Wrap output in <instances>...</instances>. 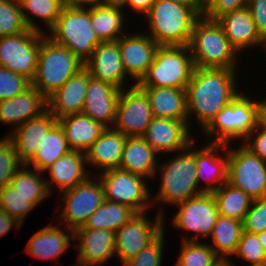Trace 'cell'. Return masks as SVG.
<instances>
[{"label":"cell","mask_w":266,"mask_h":266,"mask_svg":"<svg viewBox=\"0 0 266 266\" xmlns=\"http://www.w3.org/2000/svg\"><path fill=\"white\" fill-rule=\"evenodd\" d=\"M36 206L29 201V197L22 196L12 186L6 185L0 189V209L4 210L20 224L24 223V218Z\"/></svg>","instance_id":"40"},{"label":"cell","mask_w":266,"mask_h":266,"mask_svg":"<svg viewBox=\"0 0 266 266\" xmlns=\"http://www.w3.org/2000/svg\"><path fill=\"white\" fill-rule=\"evenodd\" d=\"M14 226L17 229L20 228L22 224H20L15 218L11 217L4 210L0 209V238L6 235Z\"/></svg>","instance_id":"50"},{"label":"cell","mask_w":266,"mask_h":266,"mask_svg":"<svg viewBox=\"0 0 266 266\" xmlns=\"http://www.w3.org/2000/svg\"><path fill=\"white\" fill-rule=\"evenodd\" d=\"M176 207L179 209L173 216V227L190 231L191 238L183 236L181 241H198L197 239L210 237L219 212L212 193L203 192L191 197Z\"/></svg>","instance_id":"14"},{"label":"cell","mask_w":266,"mask_h":266,"mask_svg":"<svg viewBox=\"0 0 266 266\" xmlns=\"http://www.w3.org/2000/svg\"><path fill=\"white\" fill-rule=\"evenodd\" d=\"M44 34L28 28L24 32L0 37V66L32 81Z\"/></svg>","instance_id":"10"},{"label":"cell","mask_w":266,"mask_h":266,"mask_svg":"<svg viewBox=\"0 0 266 266\" xmlns=\"http://www.w3.org/2000/svg\"><path fill=\"white\" fill-rule=\"evenodd\" d=\"M234 266H236V265L234 264ZM249 266H266V263H263V264H250Z\"/></svg>","instance_id":"59"},{"label":"cell","mask_w":266,"mask_h":266,"mask_svg":"<svg viewBox=\"0 0 266 266\" xmlns=\"http://www.w3.org/2000/svg\"><path fill=\"white\" fill-rule=\"evenodd\" d=\"M98 173L105 200L127 205L136 213H144L153 206L150 204L152 195L145 183L147 178L119 168Z\"/></svg>","instance_id":"9"},{"label":"cell","mask_w":266,"mask_h":266,"mask_svg":"<svg viewBox=\"0 0 266 266\" xmlns=\"http://www.w3.org/2000/svg\"><path fill=\"white\" fill-rule=\"evenodd\" d=\"M66 4L79 7V8H89L101 5V0H66Z\"/></svg>","instance_id":"52"},{"label":"cell","mask_w":266,"mask_h":266,"mask_svg":"<svg viewBox=\"0 0 266 266\" xmlns=\"http://www.w3.org/2000/svg\"><path fill=\"white\" fill-rule=\"evenodd\" d=\"M233 255L240 256L239 258L250 262V264L266 263V254L258 235L246 231H243L236 252Z\"/></svg>","instance_id":"43"},{"label":"cell","mask_w":266,"mask_h":266,"mask_svg":"<svg viewBox=\"0 0 266 266\" xmlns=\"http://www.w3.org/2000/svg\"><path fill=\"white\" fill-rule=\"evenodd\" d=\"M236 150L227 144V182L241 189L253 200L266 197V162L240 145Z\"/></svg>","instance_id":"11"},{"label":"cell","mask_w":266,"mask_h":266,"mask_svg":"<svg viewBox=\"0 0 266 266\" xmlns=\"http://www.w3.org/2000/svg\"><path fill=\"white\" fill-rule=\"evenodd\" d=\"M242 144L266 162V129L257 125Z\"/></svg>","instance_id":"48"},{"label":"cell","mask_w":266,"mask_h":266,"mask_svg":"<svg viewBox=\"0 0 266 266\" xmlns=\"http://www.w3.org/2000/svg\"><path fill=\"white\" fill-rule=\"evenodd\" d=\"M164 230L135 257L123 263V266H161Z\"/></svg>","instance_id":"44"},{"label":"cell","mask_w":266,"mask_h":266,"mask_svg":"<svg viewBox=\"0 0 266 266\" xmlns=\"http://www.w3.org/2000/svg\"><path fill=\"white\" fill-rule=\"evenodd\" d=\"M74 241L78 240V260L85 264L100 266L115 255V232L105 229H77Z\"/></svg>","instance_id":"25"},{"label":"cell","mask_w":266,"mask_h":266,"mask_svg":"<svg viewBox=\"0 0 266 266\" xmlns=\"http://www.w3.org/2000/svg\"><path fill=\"white\" fill-rule=\"evenodd\" d=\"M262 99V100H261ZM260 101L257 100L258 103V125L264 129H266V97L265 99L261 98Z\"/></svg>","instance_id":"53"},{"label":"cell","mask_w":266,"mask_h":266,"mask_svg":"<svg viewBox=\"0 0 266 266\" xmlns=\"http://www.w3.org/2000/svg\"><path fill=\"white\" fill-rule=\"evenodd\" d=\"M84 67L93 78L124 89L125 79L128 78L121 60L118 40L98 44Z\"/></svg>","instance_id":"19"},{"label":"cell","mask_w":266,"mask_h":266,"mask_svg":"<svg viewBox=\"0 0 266 266\" xmlns=\"http://www.w3.org/2000/svg\"><path fill=\"white\" fill-rule=\"evenodd\" d=\"M215 266H234V264L229 259V260H220Z\"/></svg>","instance_id":"57"},{"label":"cell","mask_w":266,"mask_h":266,"mask_svg":"<svg viewBox=\"0 0 266 266\" xmlns=\"http://www.w3.org/2000/svg\"><path fill=\"white\" fill-rule=\"evenodd\" d=\"M144 16L149 36L159 46H188L194 25L201 17L193 8L172 0H156Z\"/></svg>","instance_id":"2"},{"label":"cell","mask_w":266,"mask_h":266,"mask_svg":"<svg viewBox=\"0 0 266 266\" xmlns=\"http://www.w3.org/2000/svg\"><path fill=\"white\" fill-rule=\"evenodd\" d=\"M158 155L142 136L128 137L118 168L153 179L159 165Z\"/></svg>","instance_id":"28"},{"label":"cell","mask_w":266,"mask_h":266,"mask_svg":"<svg viewBox=\"0 0 266 266\" xmlns=\"http://www.w3.org/2000/svg\"><path fill=\"white\" fill-rule=\"evenodd\" d=\"M212 194L220 216L243 222L253 202L250 196L229 182L223 184Z\"/></svg>","instance_id":"36"},{"label":"cell","mask_w":266,"mask_h":266,"mask_svg":"<svg viewBox=\"0 0 266 266\" xmlns=\"http://www.w3.org/2000/svg\"><path fill=\"white\" fill-rule=\"evenodd\" d=\"M176 3L193 8L200 16L203 15V0H172Z\"/></svg>","instance_id":"54"},{"label":"cell","mask_w":266,"mask_h":266,"mask_svg":"<svg viewBox=\"0 0 266 266\" xmlns=\"http://www.w3.org/2000/svg\"><path fill=\"white\" fill-rule=\"evenodd\" d=\"M236 70L195 67L186 85V105L189 119L195 115L204 130L227 104L239 93Z\"/></svg>","instance_id":"1"},{"label":"cell","mask_w":266,"mask_h":266,"mask_svg":"<svg viewBox=\"0 0 266 266\" xmlns=\"http://www.w3.org/2000/svg\"><path fill=\"white\" fill-rule=\"evenodd\" d=\"M258 239L263 247V250L266 254V230L261 232V233H258Z\"/></svg>","instance_id":"56"},{"label":"cell","mask_w":266,"mask_h":266,"mask_svg":"<svg viewBox=\"0 0 266 266\" xmlns=\"http://www.w3.org/2000/svg\"><path fill=\"white\" fill-rule=\"evenodd\" d=\"M60 194L65 202L57 216L58 221H65L66 227L72 231L83 227L90 215L105 201L102 183L93 176Z\"/></svg>","instance_id":"12"},{"label":"cell","mask_w":266,"mask_h":266,"mask_svg":"<svg viewBox=\"0 0 266 266\" xmlns=\"http://www.w3.org/2000/svg\"><path fill=\"white\" fill-rule=\"evenodd\" d=\"M194 144L195 141L168 162L165 161L166 163L157 166L155 176L157 173L161 174V183L157 195L151 197L154 198L151 204L165 202L177 205L203 193L201 189L198 190L196 149H192Z\"/></svg>","instance_id":"3"},{"label":"cell","mask_w":266,"mask_h":266,"mask_svg":"<svg viewBox=\"0 0 266 266\" xmlns=\"http://www.w3.org/2000/svg\"><path fill=\"white\" fill-rule=\"evenodd\" d=\"M57 123V119L47 109L43 114L28 120L8 133L17 155L23 164H27L38 151V144L44 134Z\"/></svg>","instance_id":"24"},{"label":"cell","mask_w":266,"mask_h":266,"mask_svg":"<svg viewBox=\"0 0 266 266\" xmlns=\"http://www.w3.org/2000/svg\"><path fill=\"white\" fill-rule=\"evenodd\" d=\"M156 0H128L127 7L129 6L134 12H139L145 15Z\"/></svg>","instance_id":"51"},{"label":"cell","mask_w":266,"mask_h":266,"mask_svg":"<svg viewBox=\"0 0 266 266\" xmlns=\"http://www.w3.org/2000/svg\"><path fill=\"white\" fill-rule=\"evenodd\" d=\"M42 175H44L43 172L23 164L14 174L9 185L22 196L29 197V201L38 206L45 197L49 198L48 196L52 195Z\"/></svg>","instance_id":"37"},{"label":"cell","mask_w":266,"mask_h":266,"mask_svg":"<svg viewBox=\"0 0 266 266\" xmlns=\"http://www.w3.org/2000/svg\"><path fill=\"white\" fill-rule=\"evenodd\" d=\"M148 96L154 117L188 120L186 90L171 87H140Z\"/></svg>","instance_id":"30"},{"label":"cell","mask_w":266,"mask_h":266,"mask_svg":"<svg viewBox=\"0 0 266 266\" xmlns=\"http://www.w3.org/2000/svg\"><path fill=\"white\" fill-rule=\"evenodd\" d=\"M190 129L188 120L153 117L142 137L157 154L174 153L185 150L195 140Z\"/></svg>","instance_id":"16"},{"label":"cell","mask_w":266,"mask_h":266,"mask_svg":"<svg viewBox=\"0 0 266 266\" xmlns=\"http://www.w3.org/2000/svg\"><path fill=\"white\" fill-rule=\"evenodd\" d=\"M121 60L127 76L137 84L147 74L159 45L148 35L133 33L118 39Z\"/></svg>","instance_id":"17"},{"label":"cell","mask_w":266,"mask_h":266,"mask_svg":"<svg viewBox=\"0 0 266 266\" xmlns=\"http://www.w3.org/2000/svg\"><path fill=\"white\" fill-rule=\"evenodd\" d=\"M243 231L242 221L219 215L210 235L213 243L209 245L222 260H228L236 252Z\"/></svg>","instance_id":"34"},{"label":"cell","mask_w":266,"mask_h":266,"mask_svg":"<svg viewBox=\"0 0 266 266\" xmlns=\"http://www.w3.org/2000/svg\"><path fill=\"white\" fill-rule=\"evenodd\" d=\"M90 77L89 71L84 67L47 99L48 110L57 120L70 114L82 113Z\"/></svg>","instance_id":"23"},{"label":"cell","mask_w":266,"mask_h":266,"mask_svg":"<svg viewBox=\"0 0 266 266\" xmlns=\"http://www.w3.org/2000/svg\"><path fill=\"white\" fill-rule=\"evenodd\" d=\"M248 0H203V15L217 20L222 15L247 7Z\"/></svg>","instance_id":"47"},{"label":"cell","mask_w":266,"mask_h":266,"mask_svg":"<svg viewBox=\"0 0 266 266\" xmlns=\"http://www.w3.org/2000/svg\"><path fill=\"white\" fill-rule=\"evenodd\" d=\"M127 138L113 128H106L86 152V163L102 169L100 172L118 168Z\"/></svg>","instance_id":"27"},{"label":"cell","mask_w":266,"mask_h":266,"mask_svg":"<svg viewBox=\"0 0 266 266\" xmlns=\"http://www.w3.org/2000/svg\"><path fill=\"white\" fill-rule=\"evenodd\" d=\"M27 29L18 0H0V37Z\"/></svg>","instance_id":"41"},{"label":"cell","mask_w":266,"mask_h":266,"mask_svg":"<svg viewBox=\"0 0 266 266\" xmlns=\"http://www.w3.org/2000/svg\"><path fill=\"white\" fill-rule=\"evenodd\" d=\"M23 166L12 140L6 135L0 139V189L10 184L14 174Z\"/></svg>","instance_id":"42"},{"label":"cell","mask_w":266,"mask_h":266,"mask_svg":"<svg viewBox=\"0 0 266 266\" xmlns=\"http://www.w3.org/2000/svg\"><path fill=\"white\" fill-rule=\"evenodd\" d=\"M85 162H87L86 153L71 150L46 168L44 172L50 173V179L46 181L50 193L52 184L58 186L59 192H62L85 181L90 176L85 168L87 165Z\"/></svg>","instance_id":"26"},{"label":"cell","mask_w":266,"mask_h":266,"mask_svg":"<svg viewBox=\"0 0 266 266\" xmlns=\"http://www.w3.org/2000/svg\"><path fill=\"white\" fill-rule=\"evenodd\" d=\"M188 46L195 67L236 69L239 54L216 20L201 16L194 25Z\"/></svg>","instance_id":"4"},{"label":"cell","mask_w":266,"mask_h":266,"mask_svg":"<svg viewBox=\"0 0 266 266\" xmlns=\"http://www.w3.org/2000/svg\"><path fill=\"white\" fill-rule=\"evenodd\" d=\"M49 31L51 32L49 38L68 48L83 63L91 57L96 46L102 42L93 30L89 7L79 8L66 4Z\"/></svg>","instance_id":"6"},{"label":"cell","mask_w":266,"mask_h":266,"mask_svg":"<svg viewBox=\"0 0 266 266\" xmlns=\"http://www.w3.org/2000/svg\"><path fill=\"white\" fill-rule=\"evenodd\" d=\"M121 91L122 89L91 76L82 113L106 128H112Z\"/></svg>","instance_id":"18"},{"label":"cell","mask_w":266,"mask_h":266,"mask_svg":"<svg viewBox=\"0 0 266 266\" xmlns=\"http://www.w3.org/2000/svg\"><path fill=\"white\" fill-rule=\"evenodd\" d=\"M18 2L27 27L39 32H42V29L29 15L35 16L40 21L42 19L49 32L60 16L62 8L66 5V0H18Z\"/></svg>","instance_id":"38"},{"label":"cell","mask_w":266,"mask_h":266,"mask_svg":"<svg viewBox=\"0 0 266 266\" xmlns=\"http://www.w3.org/2000/svg\"><path fill=\"white\" fill-rule=\"evenodd\" d=\"M153 117L148 96L133 84L121 91L112 128L128 137L143 136Z\"/></svg>","instance_id":"15"},{"label":"cell","mask_w":266,"mask_h":266,"mask_svg":"<svg viewBox=\"0 0 266 266\" xmlns=\"http://www.w3.org/2000/svg\"><path fill=\"white\" fill-rule=\"evenodd\" d=\"M163 208L162 205L159 206L153 222L148 219L146 212L136 213L115 232V254L122 263L138 255L164 230Z\"/></svg>","instance_id":"13"},{"label":"cell","mask_w":266,"mask_h":266,"mask_svg":"<svg viewBox=\"0 0 266 266\" xmlns=\"http://www.w3.org/2000/svg\"><path fill=\"white\" fill-rule=\"evenodd\" d=\"M48 109L47 98L33 85L21 94L0 101V123L12 124L16 129Z\"/></svg>","instance_id":"22"},{"label":"cell","mask_w":266,"mask_h":266,"mask_svg":"<svg viewBox=\"0 0 266 266\" xmlns=\"http://www.w3.org/2000/svg\"><path fill=\"white\" fill-rule=\"evenodd\" d=\"M244 231L258 234L266 230V197L255 199L243 220Z\"/></svg>","instance_id":"46"},{"label":"cell","mask_w":266,"mask_h":266,"mask_svg":"<svg viewBox=\"0 0 266 266\" xmlns=\"http://www.w3.org/2000/svg\"><path fill=\"white\" fill-rule=\"evenodd\" d=\"M258 103L242 92L227 104L203 130L206 138L215 137L213 143H231L245 138L258 125Z\"/></svg>","instance_id":"8"},{"label":"cell","mask_w":266,"mask_h":266,"mask_svg":"<svg viewBox=\"0 0 266 266\" xmlns=\"http://www.w3.org/2000/svg\"><path fill=\"white\" fill-rule=\"evenodd\" d=\"M136 212L127 205L105 200L78 229H105L116 232Z\"/></svg>","instance_id":"35"},{"label":"cell","mask_w":266,"mask_h":266,"mask_svg":"<svg viewBox=\"0 0 266 266\" xmlns=\"http://www.w3.org/2000/svg\"><path fill=\"white\" fill-rule=\"evenodd\" d=\"M72 266V265H71ZM73 266H98V265H94V264H85L82 262L77 261V264H74Z\"/></svg>","instance_id":"58"},{"label":"cell","mask_w":266,"mask_h":266,"mask_svg":"<svg viewBox=\"0 0 266 266\" xmlns=\"http://www.w3.org/2000/svg\"><path fill=\"white\" fill-rule=\"evenodd\" d=\"M70 151L71 148L68 145L65 133L57 122L47 134H44L43 140L38 144V151L26 165L44 172L58 158Z\"/></svg>","instance_id":"32"},{"label":"cell","mask_w":266,"mask_h":266,"mask_svg":"<svg viewBox=\"0 0 266 266\" xmlns=\"http://www.w3.org/2000/svg\"><path fill=\"white\" fill-rule=\"evenodd\" d=\"M225 150V156H221L218 150ZM196 174L197 183L204 180L206 187L200 188L202 192L213 193L227 182L228 171V149L227 144L213 143L206 144L202 149H196Z\"/></svg>","instance_id":"20"},{"label":"cell","mask_w":266,"mask_h":266,"mask_svg":"<svg viewBox=\"0 0 266 266\" xmlns=\"http://www.w3.org/2000/svg\"><path fill=\"white\" fill-rule=\"evenodd\" d=\"M247 7L259 34L266 40V0H248Z\"/></svg>","instance_id":"49"},{"label":"cell","mask_w":266,"mask_h":266,"mask_svg":"<svg viewBox=\"0 0 266 266\" xmlns=\"http://www.w3.org/2000/svg\"><path fill=\"white\" fill-rule=\"evenodd\" d=\"M71 150L86 153L106 129L83 113L70 114L57 120Z\"/></svg>","instance_id":"29"},{"label":"cell","mask_w":266,"mask_h":266,"mask_svg":"<svg viewBox=\"0 0 266 266\" xmlns=\"http://www.w3.org/2000/svg\"><path fill=\"white\" fill-rule=\"evenodd\" d=\"M181 252L174 266H215L222 260L209 244L182 241Z\"/></svg>","instance_id":"39"},{"label":"cell","mask_w":266,"mask_h":266,"mask_svg":"<svg viewBox=\"0 0 266 266\" xmlns=\"http://www.w3.org/2000/svg\"><path fill=\"white\" fill-rule=\"evenodd\" d=\"M83 68L84 63L77 56L45 34L31 84L48 99Z\"/></svg>","instance_id":"5"},{"label":"cell","mask_w":266,"mask_h":266,"mask_svg":"<svg viewBox=\"0 0 266 266\" xmlns=\"http://www.w3.org/2000/svg\"><path fill=\"white\" fill-rule=\"evenodd\" d=\"M216 21L238 53L255 46L266 48V40L259 34L248 7L228 12Z\"/></svg>","instance_id":"21"},{"label":"cell","mask_w":266,"mask_h":266,"mask_svg":"<svg viewBox=\"0 0 266 266\" xmlns=\"http://www.w3.org/2000/svg\"><path fill=\"white\" fill-rule=\"evenodd\" d=\"M128 0H101V5L126 8Z\"/></svg>","instance_id":"55"},{"label":"cell","mask_w":266,"mask_h":266,"mask_svg":"<svg viewBox=\"0 0 266 266\" xmlns=\"http://www.w3.org/2000/svg\"><path fill=\"white\" fill-rule=\"evenodd\" d=\"M124 9L120 7L98 5L90 7V21L93 30L102 42L117 41L123 33Z\"/></svg>","instance_id":"33"},{"label":"cell","mask_w":266,"mask_h":266,"mask_svg":"<svg viewBox=\"0 0 266 266\" xmlns=\"http://www.w3.org/2000/svg\"><path fill=\"white\" fill-rule=\"evenodd\" d=\"M63 230L56 225L41 228L28 241L26 252L39 259H55L57 262L70 246L71 238L74 239V231L69 228L66 232Z\"/></svg>","instance_id":"31"},{"label":"cell","mask_w":266,"mask_h":266,"mask_svg":"<svg viewBox=\"0 0 266 266\" xmlns=\"http://www.w3.org/2000/svg\"><path fill=\"white\" fill-rule=\"evenodd\" d=\"M194 69L189 46H159L147 74L137 85L185 89Z\"/></svg>","instance_id":"7"},{"label":"cell","mask_w":266,"mask_h":266,"mask_svg":"<svg viewBox=\"0 0 266 266\" xmlns=\"http://www.w3.org/2000/svg\"><path fill=\"white\" fill-rule=\"evenodd\" d=\"M26 76L0 66V101L17 96L31 86Z\"/></svg>","instance_id":"45"}]
</instances>
